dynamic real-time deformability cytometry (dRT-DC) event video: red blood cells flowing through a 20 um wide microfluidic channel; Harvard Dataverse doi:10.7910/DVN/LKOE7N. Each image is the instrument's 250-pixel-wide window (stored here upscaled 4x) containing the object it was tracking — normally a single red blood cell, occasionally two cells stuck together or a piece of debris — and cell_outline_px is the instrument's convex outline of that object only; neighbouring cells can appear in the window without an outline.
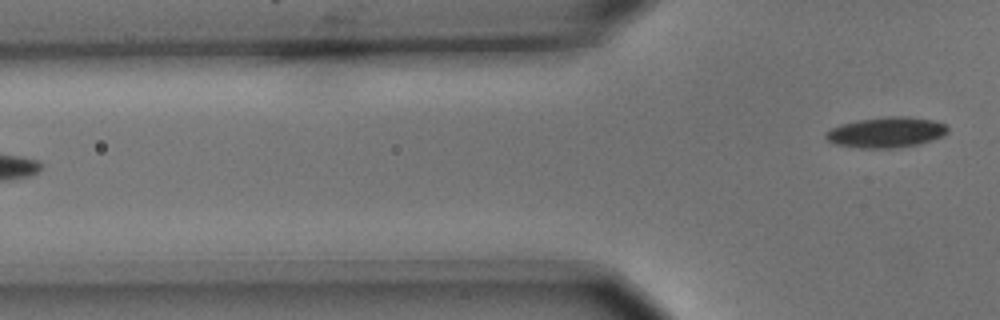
{"species": "common noctule bat (a hibernating species)", "species_latin": "Nyctalus noctula", "temperature_condition": "cold", "stored_images_in_passage": 4, "camera_frame_rate_fps": 3000, "um_per_image_px": 0.085, "animal": {"sex": "male", "body_mass_g": 15.6}, "frame": {"image": 1, "passage_image": 4, "time_ms": 1.0, "image_size_px": [1000, 320], "cell_outline_px": [[948, 132], [932, 140], [920, 144], [896, 148], [856, 148], [836, 144], [828, 140], [824, 136], [824, 132], [832, 128], [844, 124], [860, 120], [888, 116], [908, 116], [932, 120], [944, 124], [948, 128]], "centroid_in_image_um": [75.33, 11.26], "position_along_channel_um": 50.5, "area_um2": 21.56}}